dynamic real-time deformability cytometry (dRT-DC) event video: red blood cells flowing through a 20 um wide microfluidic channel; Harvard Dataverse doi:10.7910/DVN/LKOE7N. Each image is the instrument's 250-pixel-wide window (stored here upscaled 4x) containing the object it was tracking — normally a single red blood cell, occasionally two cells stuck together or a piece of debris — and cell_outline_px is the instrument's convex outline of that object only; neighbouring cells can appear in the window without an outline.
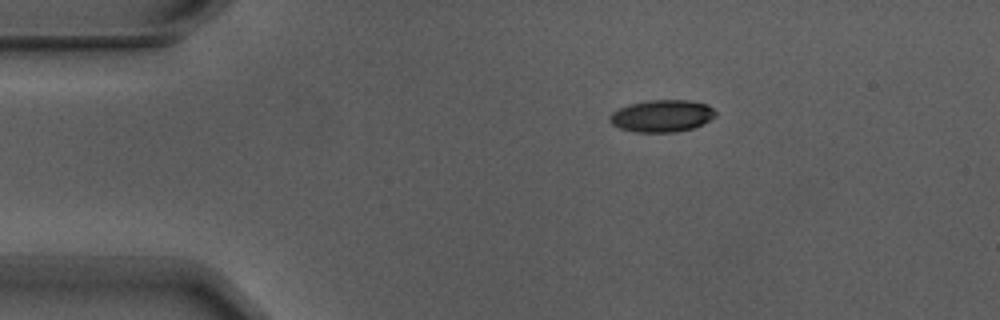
{"species": "Egyptian fruit bat (a non-hibernating species)", "species_latin": "Rousettus aegyptiacus", "temperature_condition": "warm", "stored_images_in_passage": 8, "camera_frame_rate_fps": 3000, "um_per_image_px": 0.085, "animal": {"sex": "male"}, "frame": {"image": 1, "passage_image": 1, "time_ms": 0.0, "image_size_px": [1000, 320], "cell_outline_px": [[716, 116], [704, 124], [692, 128], [676, 132], [636, 132], [620, 128], [612, 124], [608, 120], [608, 116], [612, 112], [628, 104], [648, 100], [688, 100], [708, 104], [716, 112]], "centroid_in_image_um": [56.26, 9.85], "position_along_channel_um": 28.7, "area_um2": 19.94}}
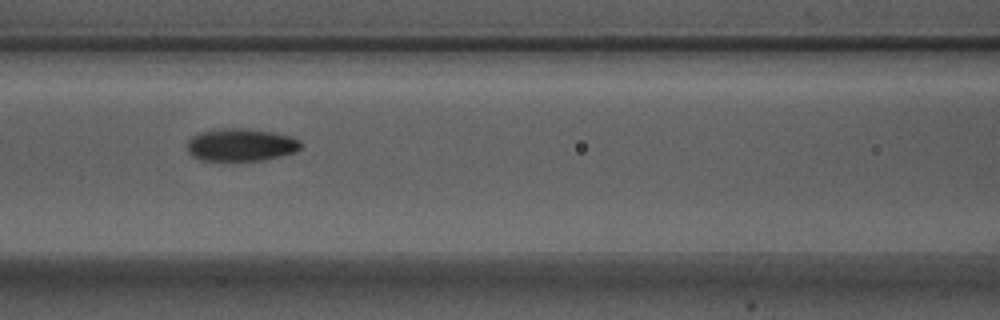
{"frame": {"image": 2, "passage_image": 5, "time_ms": 1.333, "image_size_px": [1000, 320], "cell_outline_px": [[300, 148], [296, 152], [280, 156], [260, 160], [200, 160], [192, 156], [188, 152], [188, 140], [192, 136], [200, 132], [232, 128], [236, 128], [272, 132], [292, 136], [300, 140]], "centroid_in_image_um": [20.48, 12.32], "position_along_channel_um": 146.1, "area_um2": 21.27}}
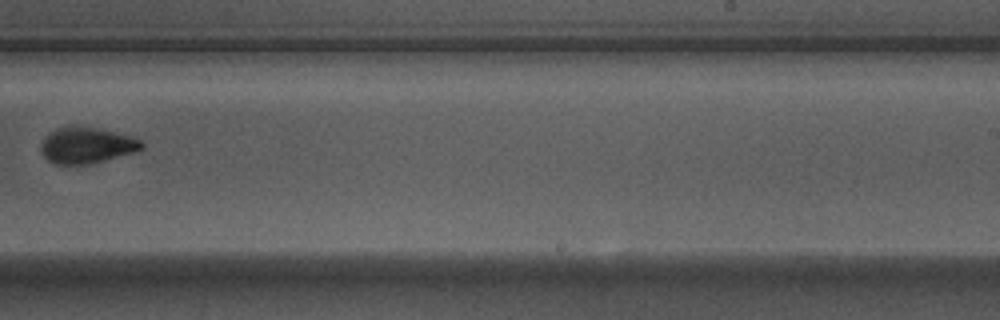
{"frame": {"image": 3, "passage_image": 8, "time_ms": 2.333, "image_size_px": [1000, 320], "cell_outline_px": [[144, 148], [136, 152], [88, 164], [52, 164], [44, 156], [40, 148], [44, 140], [56, 128], [72, 124], [96, 128], [128, 136], [140, 140], [144, 144]], "centroid_in_image_um": [7.36, 12.35], "position_along_channel_um": 281.6, "area_um2": 20.98}}